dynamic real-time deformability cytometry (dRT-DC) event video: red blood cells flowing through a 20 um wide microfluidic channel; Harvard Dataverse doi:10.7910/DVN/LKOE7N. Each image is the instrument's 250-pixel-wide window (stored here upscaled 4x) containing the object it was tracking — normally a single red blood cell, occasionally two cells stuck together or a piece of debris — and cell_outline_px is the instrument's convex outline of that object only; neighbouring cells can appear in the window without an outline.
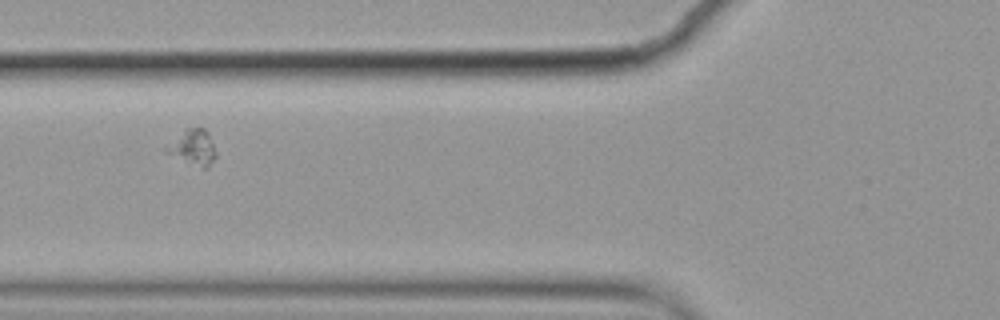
{"species": "common noctule bat (a hibernating species)", "species_latin": "Nyctalus noctula", "temperature_condition": "cold", "stored_images_in_passage": 9, "segment_of_instrument_passage": [2, 2], "camera_frame_rate_fps": 3000, "um_per_image_px": 0.085, "animal": {"sex": "female", "body_mass_g": 19.9}, "frame": {"image": 1, "passage_image": 6, "time_ms": 1.667, "image_size_px": [1000, 320], "cell_outline_px": [[216, 156], [208, 168], [204, 168], [164, 152], [164, 144], [184, 128], [204, 128], [208, 132], [216, 152]], "centroid_in_image_um": [16.35, 12.48], "position_along_channel_um": 109.5, "area_um2": 10.35}}
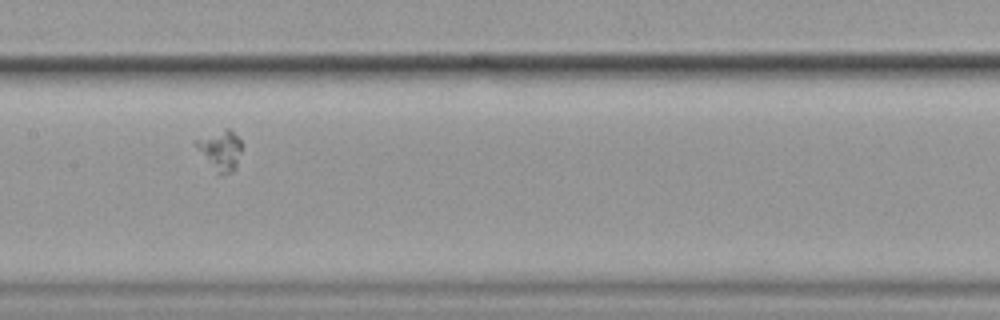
{"frame": {"image": 2, "passage_image": 8, "time_ms": 2.333, "image_size_px": [1000, 320], "cell_outline_px": [[240, 152], [236, 168], [232, 172], [216, 172], [192, 144], [196, 140], [224, 128], [228, 128], [240, 140]], "centroid_in_image_um": [18.7, 12.75], "position_along_channel_um": 188.7, "area_um2": 10.29}}
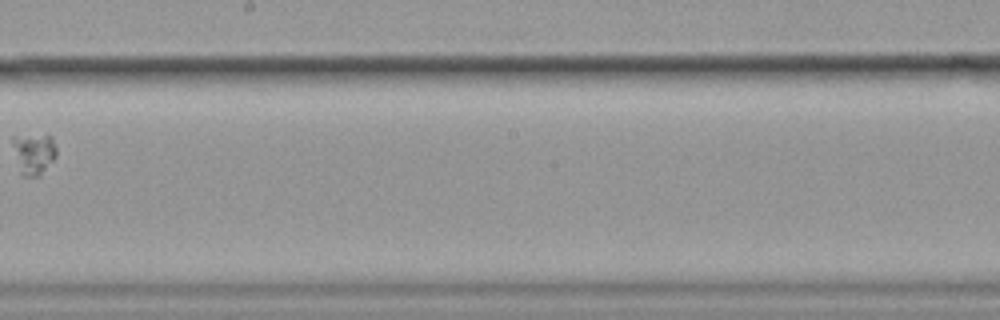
{"frame": {"image": 3, "passage_image": 9, "time_ms": 2.667, "image_size_px": [1000, 320], "cell_outline_px": [[56, 156], [40, 176], [24, 176], [20, 172], [12, 140], [12, 136], [52, 136], [56, 148]], "centroid_in_image_um": [2.89, 13.07], "position_along_channel_um": 245.3, "area_um2": 10.17}}